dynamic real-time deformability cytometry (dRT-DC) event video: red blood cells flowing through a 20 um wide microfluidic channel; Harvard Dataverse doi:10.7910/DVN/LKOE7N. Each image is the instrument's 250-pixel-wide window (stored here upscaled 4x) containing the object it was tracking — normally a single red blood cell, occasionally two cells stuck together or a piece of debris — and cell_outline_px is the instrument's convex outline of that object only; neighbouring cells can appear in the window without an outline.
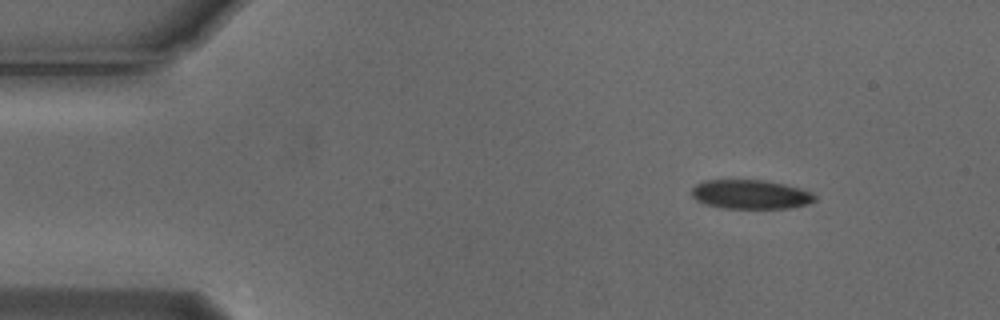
{"species": "Egyptian fruit bat (a non-hibernating species)", "species_latin": "Rousettus aegyptiacus", "temperature_condition": "cold", "stored_images_in_passage": 54, "camera_frame_rate_fps": 3000, "um_per_image_px": 0.085, "animal": {"sex": "male"}, "frame": {"image": 1, "passage_image": 6, "time_ms": 1.667, "image_size_px": [1000, 320], "cell_outline_px": [[816, 200], [808, 204], [792, 208], [720, 208], [704, 204], [696, 200], [692, 196], [692, 188], [696, 184], [704, 180], [764, 180], [812, 192], [816, 196]], "centroid_in_image_um": [63.76, 16.53], "position_along_channel_um": 21.2, "area_um2": 20.87}}
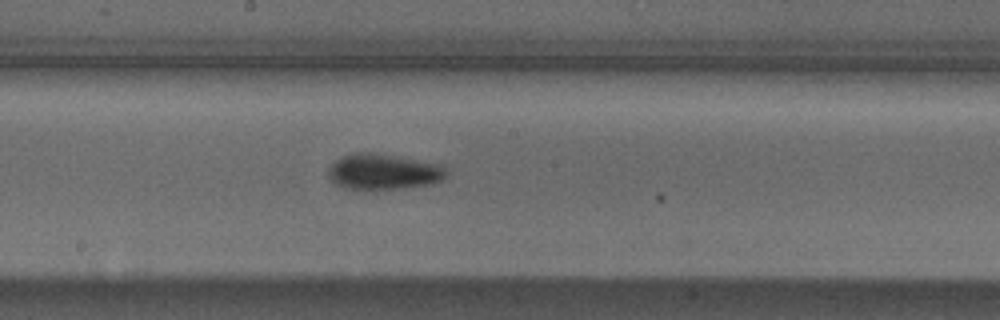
{"frame": {"image": 2, "passage_image": 28, "time_ms": 9.0, "image_size_px": [1000, 320], "cell_outline_px": [[444, 176], [440, 180], [432, 184], [400, 188], [344, 188], [336, 184], [328, 176], [328, 168], [340, 156], [352, 152], [372, 152], [436, 164], [444, 168]], "centroid_in_image_um": [32.49, 14.58], "position_along_channel_um": 215.7, "area_um2": 23.87}}
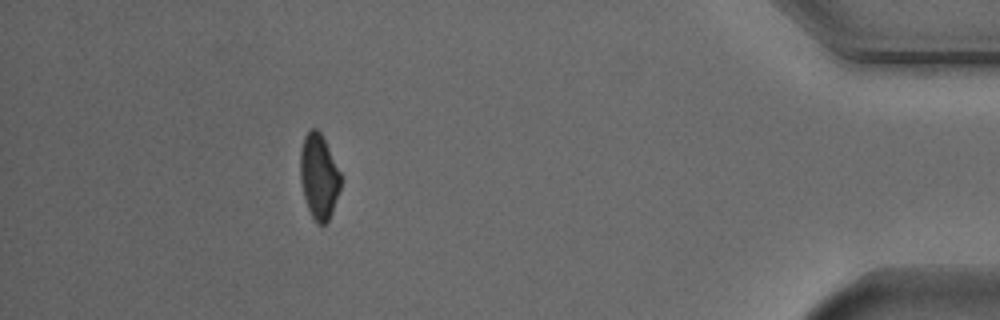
{"frame": {"image": 3, "passage_image": 48, "time_ms": 15.667, "image_size_px": [1000, 320], "cell_outline_px": [[340, 188], [332, 212], [328, 220], [324, 224], [316, 224], [308, 208], [304, 196], [300, 180], [300, 152], [304, 136], [312, 128], [316, 128], [320, 132], [340, 172]], "centroid_in_image_um": [27.09, 15.01], "position_along_channel_um": 408.1, "area_um2": 19.71}, "authors_computed_cell_mechanics": {"area_um2": 21.8195, "velocity_mm_per_s": 3.7453, "shape_relaxation_time_tau1_ms": 4.2404, "shape_relaxation_time_tau2_ms": 3.4533, "deformation_change_tau1": 0.1238, "deformation_change_tau2": 0.0794}}